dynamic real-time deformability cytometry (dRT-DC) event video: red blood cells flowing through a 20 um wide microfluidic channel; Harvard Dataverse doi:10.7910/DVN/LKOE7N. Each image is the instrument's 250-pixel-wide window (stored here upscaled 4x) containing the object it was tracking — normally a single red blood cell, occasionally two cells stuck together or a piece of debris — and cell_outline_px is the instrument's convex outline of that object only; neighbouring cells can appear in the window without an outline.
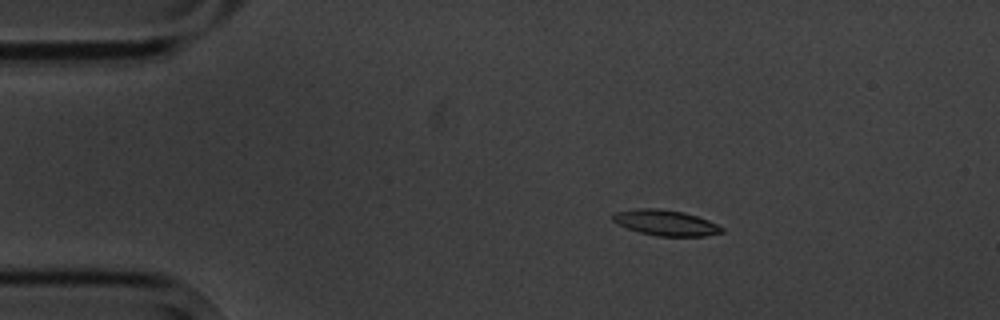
{"species": "common noctule bat (a hibernating species)", "species_latin": "Nyctalus noctula", "temperature_condition": "cold", "stored_images_in_passage": 5, "camera_frame_rate_fps": 3000, "um_per_image_px": 0.085, "animal": {"sex": "male", "body_mass_g": 20.1, "forearm_length_mm": 53.5}, "frame": {"image": 1, "passage_image": 3, "time_ms": 2.667, "image_size_px": [1000, 320], "cell_outline_px": [[724, 232], [704, 236], [656, 236], [640, 232], [628, 228], [612, 220], [612, 216], [616, 212], [636, 208], [656, 208], [684, 212], [708, 220], [724, 228]], "centroid_in_image_um": [56.6, 18.93], "position_along_channel_um": 28.4, "area_um2": 16.13}}
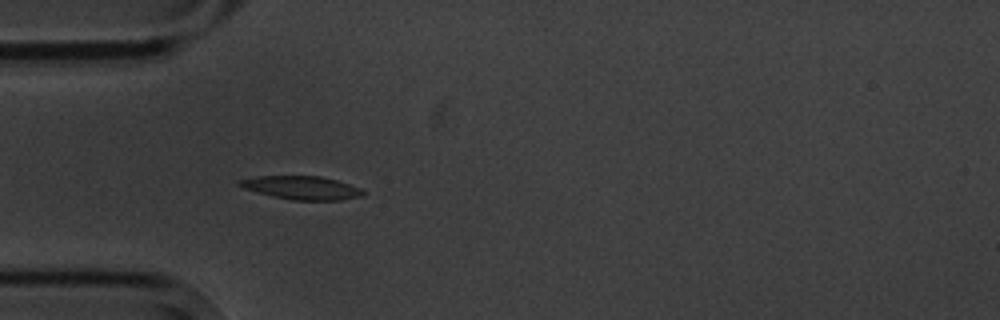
{"frame": {"image": 2, "passage_image": 5, "time_ms": 5.0, "image_size_px": [1000, 320], "cell_outline_px": [[364, 196], [340, 200], [292, 200], [272, 196], [256, 192], [244, 188], [236, 184], [236, 180], [260, 176], [320, 176], [336, 180], [360, 188], [364, 192]], "centroid_in_image_um": [25.61, 15.96], "position_along_channel_um": 59.4, "area_um2": 16.82}}